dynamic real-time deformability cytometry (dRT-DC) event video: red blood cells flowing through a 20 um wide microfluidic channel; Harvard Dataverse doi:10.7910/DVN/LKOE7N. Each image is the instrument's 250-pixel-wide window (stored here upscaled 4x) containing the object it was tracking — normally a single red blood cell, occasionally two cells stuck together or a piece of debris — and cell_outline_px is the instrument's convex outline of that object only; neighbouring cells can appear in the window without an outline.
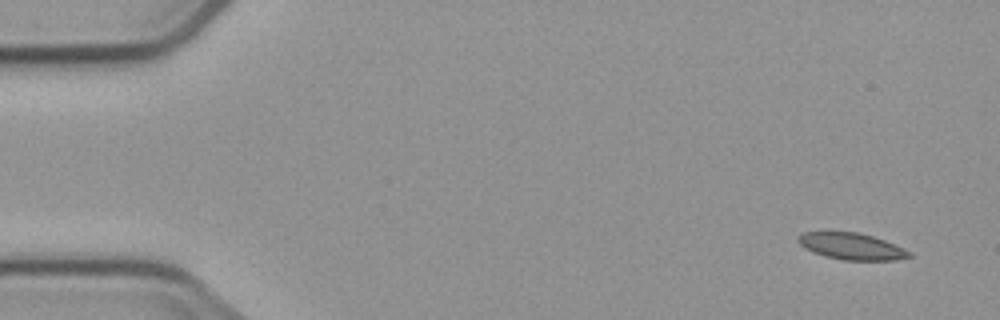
{"species": "common noctule bat (a hibernating species)", "species_latin": "Nyctalus noctula", "temperature_condition": "cold", "stored_images_in_passage": 10, "camera_frame_rate_fps": 3000, "um_per_image_px": 0.085, "animal": {"sex": "male", "body_mass_g": 23.1, "forearm_length_mm": 52.7}, "frame": {"image": 1, "passage_image": 1, "time_ms": 0.0, "image_size_px": [1000, 320], "cell_outline_px": [[912, 256], [896, 260], [844, 260], [824, 256], [812, 252], [804, 248], [796, 240], [796, 236], [804, 232], [860, 232], [884, 240], [904, 248], [912, 252]], "centroid_in_image_um": [72.37, 20.94], "position_along_channel_um": 12.6, "area_um2": 17.34}}
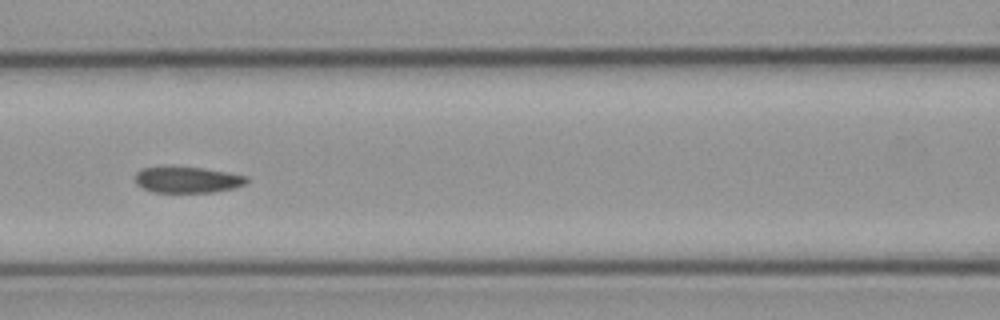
{"frame": {"image": 2, "passage_image": 6, "time_ms": 7.0, "image_size_px": [1000, 320], "cell_outline_px": [[248, 180], [244, 184], [232, 188], [212, 192], [152, 192], [136, 184], [136, 172], [140, 168], [204, 168], [248, 176]], "centroid_in_image_um": [15.93, 15.29], "position_along_channel_um": 150.7, "area_um2": 16.53}}
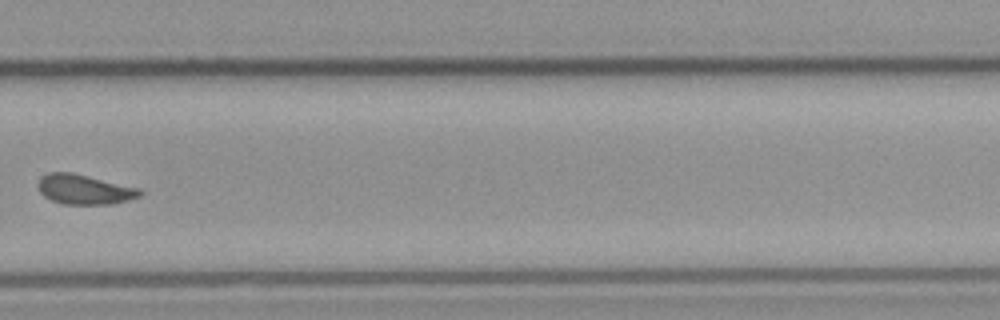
{"frame": {"image": 3, "passage_image": 10, "time_ms": 11.667, "image_size_px": [1000, 320], "cell_outline_px": [[144, 192], [140, 196], [128, 200], [112, 204], [64, 204], [52, 200], [44, 196], [40, 192], [36, 184], [40, 176], [48, 172], [72, 172], [140, 188]], "centroid_in_image_um": [7.15, 16.09], "position_along_channel_um": 322.6, "area_um2": 17.86}}